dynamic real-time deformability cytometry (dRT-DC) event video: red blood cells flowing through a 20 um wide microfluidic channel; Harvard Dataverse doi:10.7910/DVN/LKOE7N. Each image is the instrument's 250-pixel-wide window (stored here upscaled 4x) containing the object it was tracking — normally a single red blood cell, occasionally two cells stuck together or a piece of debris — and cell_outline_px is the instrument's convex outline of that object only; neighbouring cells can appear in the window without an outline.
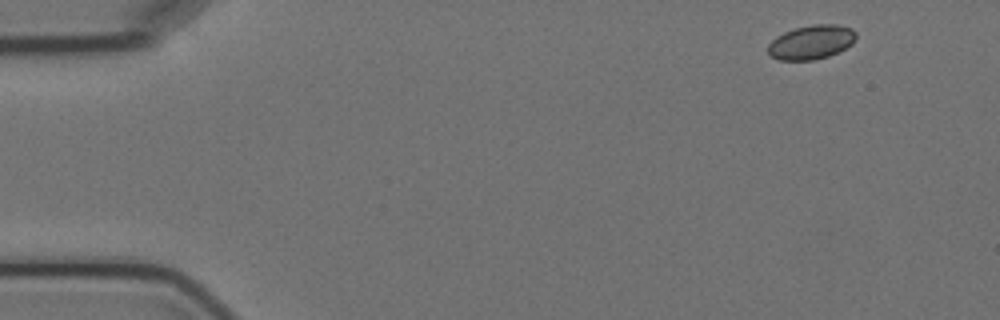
{"species": "Egyptian fruit bat (a non-hibernating species)", "species_latin": "Rousettus aegyptiacus", "temperature_condition": "cold", "stored_images_in_passage": 10, "camera_frame_rate_fps": 3000, "um_per_image_px": 0.085, "animal": {"sex": "female"}, "frame": {"image": 1, "passage_image": 1, "time_ms": 0.0, "image_size_px": [1000, 320], "cell_outline_px": [[856, 40], [852, 44], [828, 56], [812, 60], [780, 60], [772, 56], [768, 52], [768, 44], [776, 36], [784, 32], [796, 28], [812, 24], [836, 24], [852, 28], [856, 32]], "centroid_in_image_um": [68.97, 3.57], "position_along_channel_um": 16.0, "area_um2": 17.46}}
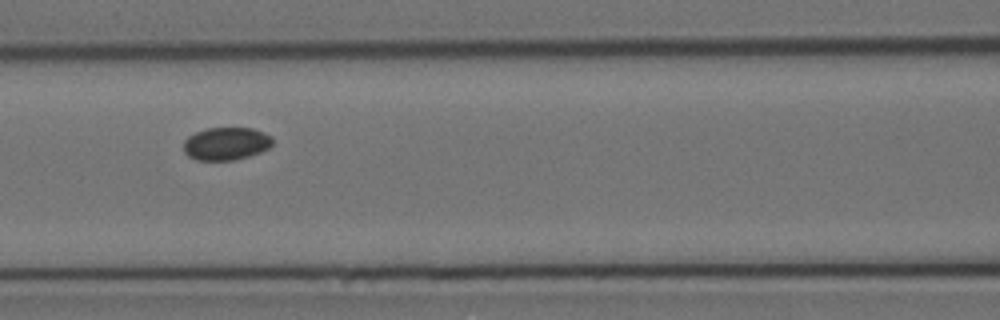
{"frame": {"image": 2, "passage_image": 6, "time_ms": 6.667, "image_size_px": [1000, 320], "cell_outline_px": [[272, 144], [268, 148], [260, 152], [248, 156], [232, 160], [196, 160], [188, 156], [184, 152], [184, 140], [188, 136], [196, 132], [208, 128], [252, 128], [264, 132], [272, 136]], "centroid_in_image_um": [19.21, 12.21], "position_along_channel_um": 147.4, "area_um2": 16.99}}
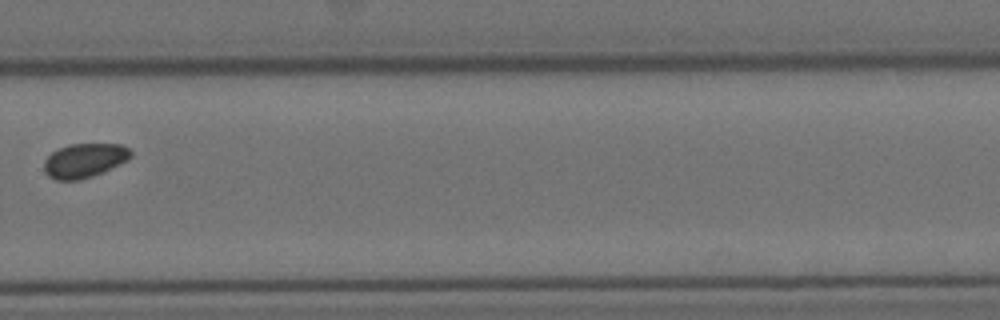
{"frame": {"image": 3, "passage_image": 10, "time_ms": 11.667, "image_size_px": [1000, 320], "cell_outline_px": [[132, 156], [128, 160], [120, 164], [92, 176], [80, 180], [56, 180], [48, 176], [44, 172], [44, 160], [52, 152], [60, 148], [72, 144], [120, 144], [128, 148], [132, 152]], "centroid_in_image_um": [7.17, 13.64], "position_along_channel_um": 322.6, "area_um2": 17.22}}